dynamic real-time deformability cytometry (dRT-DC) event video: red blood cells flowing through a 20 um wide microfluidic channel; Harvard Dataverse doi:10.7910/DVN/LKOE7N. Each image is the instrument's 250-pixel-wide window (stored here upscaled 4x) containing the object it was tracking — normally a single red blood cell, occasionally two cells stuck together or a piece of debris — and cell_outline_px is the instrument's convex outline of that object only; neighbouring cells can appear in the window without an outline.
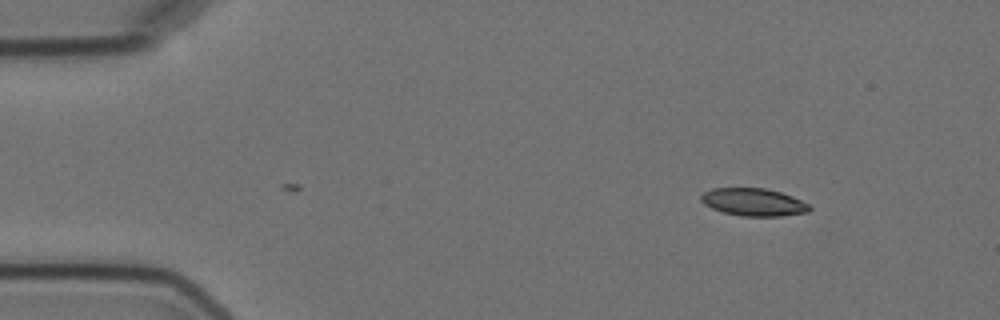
{"species": "Egyptian fruit bat (a non-hibernating species)", "species_latin": "Rousettus aegyptiacus", "temperature_condition": "cold", "stored_images_in_passage": 4, "camera_frame_rate_fps": 3000, "um_per_image_px": 0.085, "animal": {"sex": "female"}, "frame": {"image": 1, "passage_image": 4, "time_ms": 3.667, "image_size_px": [1000, 320], "cell_outline_px": [[812, 208], [808, 212], [780, 216], [740, 216], [724, 212], [712, 208], [704, 204], [700, 200], [700, 196], [704, 192], [712, 188], [768, 188], [792, 196], [808, 204]], "centroid_in_image_um": [64.04, 17.17], "position_along_channel_um": 21.0, "area_um2": 17.46}}